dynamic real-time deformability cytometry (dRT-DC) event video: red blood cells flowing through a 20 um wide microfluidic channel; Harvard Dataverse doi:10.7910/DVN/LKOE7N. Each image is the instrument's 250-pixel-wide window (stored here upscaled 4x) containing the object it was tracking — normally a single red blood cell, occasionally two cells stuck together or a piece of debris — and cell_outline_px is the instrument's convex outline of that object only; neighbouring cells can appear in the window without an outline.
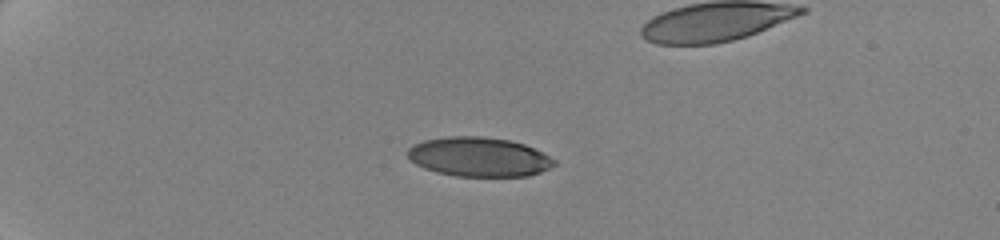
{"species": "human", "species_latin": "Homo sapiens", "temperature_condition": "cold", "stored_images_in_passage": 43, "camera_frame_rate_fps": 3000, "um_per_image_px": 0.085, "donor": {"sex": "female"}, "frame": {"image": 1, "passage_image": 1, "time_ms": 0.0, "image_size_px": [1000, 240], "cell_outline_px": [[556, 164], [540, 172], [528, 176], [456, 176], [436, 172], [424, 168], [416, 164], [408, 156], [408, 148], [424, 140], [448, 136], [480, 136], [508, 140], [524, 144], [556, 160]], "centroid_in_image_um": [40.7, 13.34], "position_along_channel_um": 44.3, "area_um2": 33.29}}
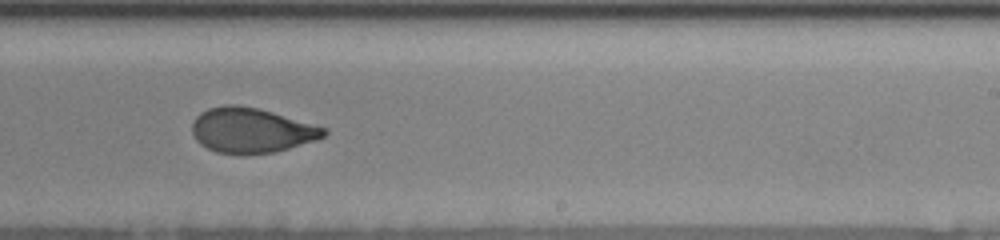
{"frame": {"image": 2, "passage_image": 25, "time_ms": 8.0, "image_size_px": [1000, 240], "cell_outline_px": [[328, 132], [324, 136], [316, 140], [276, 152], [244, 156], [216, 152], [200, 144], [196, 140], [192, 132], [192, 124], [196, 116], [200, 112], [208, 108], [224, 104], [236, 104], [260, 108], [328, 128]], "centroid_in_image_um": [21.37, 11.09], "position_along_channel_um": 267.6, "area_um2": 35.2}}
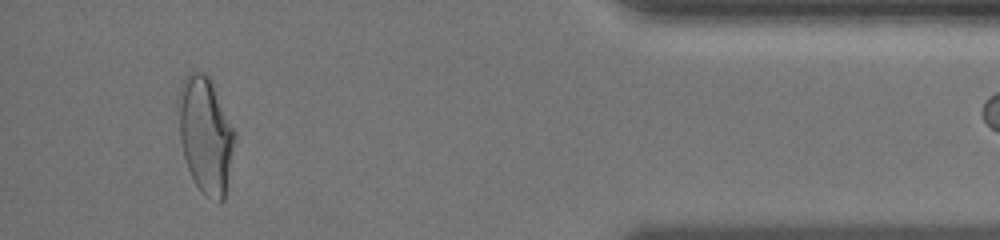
{"frame": {"image": 3, "passage_image": 41, "time_ms": 13.333, "image_size_px": [1000, 240], "cell_outline_px": [[236, 136], [224, 200], [220, 200], [208, 196], [196, 184], [188, 168], [184, 156], [180, 140], [176, 104], [176, 100], [180, 84], [184, 76], [188, 72], [204, 72], [212, 80], [236, 132]], "centroid_in_image_um": [17.45, 11.36], "position_along_channel_um": 417.8, "area_um2": 38.44}}